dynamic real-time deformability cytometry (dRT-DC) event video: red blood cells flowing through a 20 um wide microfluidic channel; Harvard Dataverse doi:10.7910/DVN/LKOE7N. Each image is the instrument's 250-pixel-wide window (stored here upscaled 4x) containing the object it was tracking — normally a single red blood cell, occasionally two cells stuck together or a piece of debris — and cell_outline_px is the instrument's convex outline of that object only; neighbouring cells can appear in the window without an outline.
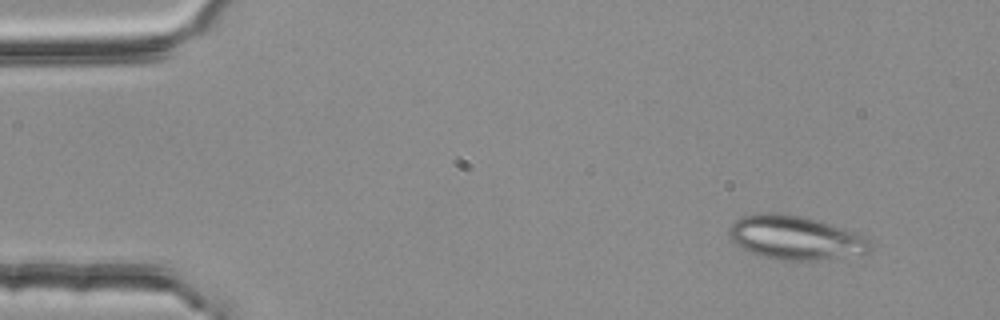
{"species": "common noctule bat (a hibernating species)", "species_latin": "Nyctalus noctula", "temperature_condition": "room temperature", "stored_images_in_passage": 5, "camera_frame_rate_fps": 3000, "um_per_image_px": 0.085, "animal": {"sex": "female", "body_mass_g": 25.1}, "frame": {"image": 1, "passage_image": 1, "time_ms": 0.0, "image_size_px": [1000, 320], "cell_outline_px": [[872, 248], [868, 252], [820, 260], [780, 260], [748, 252], [736, 244], [732, 240], [728, 232], [732, 224], [740, 216], [764, 212], [776, 212], [804, 216], [844, 228], [868, 236], [872, 240]], "centroid_in_image_um": [67.63, 20.19], "position_along_channel_um": 17.4, "area_um2": 36.3}}